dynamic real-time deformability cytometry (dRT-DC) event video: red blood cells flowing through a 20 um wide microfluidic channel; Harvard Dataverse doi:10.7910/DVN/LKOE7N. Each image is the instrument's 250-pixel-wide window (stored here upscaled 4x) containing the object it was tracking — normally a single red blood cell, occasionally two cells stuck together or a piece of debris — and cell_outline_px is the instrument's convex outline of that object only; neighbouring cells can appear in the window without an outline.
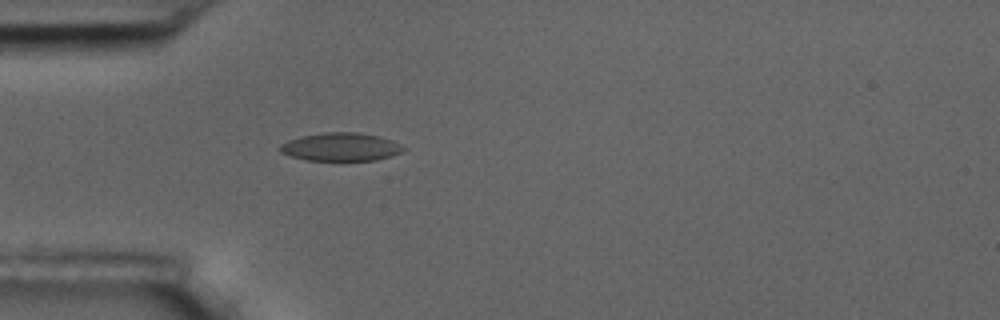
{"species": "common noctule bat (a hibernating species)", "species_latin": "Nyctalus noctula", "temperature_condition": "room temperature", "stored_images_in_passage": 3, "camera_frame_rate_fps": 3000, "um_per_image_px": 0.085, "animal": {"sex": "male", "body_mass_g": 17.5, "forearm_length_mm": 52.3}, "frame": {"image": 1, "passage_image": 3, "time_ms": 2.333, "image_size_px": [1000, 320], "cell_outline_px": [[408, 148], [392, 156], [376, 160], [308, 160], [292, 156], [280, 152], [276, 148], [280, 144], [288, 140], [300, 136], [324, 132], [356, 132], [380, 136], [392, 140]], "centroid_in_image_um": [28.96, 12.48], "position_along_channel_um": 56.0, "area_um2": 20.4}}